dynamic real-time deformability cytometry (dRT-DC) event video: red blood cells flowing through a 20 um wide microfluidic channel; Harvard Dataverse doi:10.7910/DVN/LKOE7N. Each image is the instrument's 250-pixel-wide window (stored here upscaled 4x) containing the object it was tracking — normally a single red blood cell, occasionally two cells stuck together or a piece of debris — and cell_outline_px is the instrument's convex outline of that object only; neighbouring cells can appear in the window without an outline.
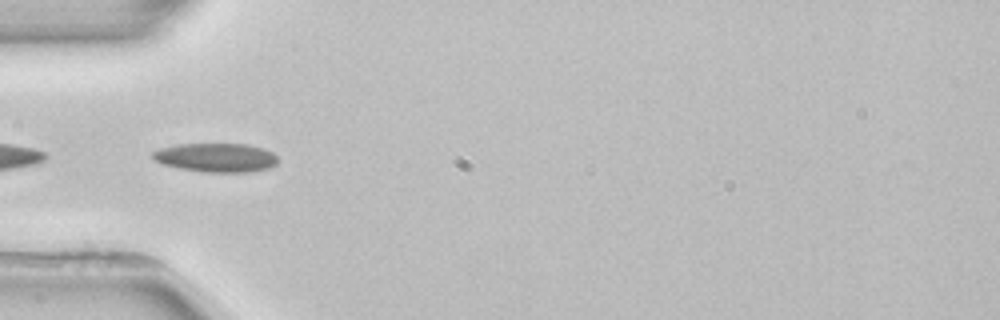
{"species": "common noctule bat (a hibernating species)", "species_latin": "Nyctalus noctula", "temperature_condition": "room temperature", "stored_images_in_passage": 6, "camera_frame_rate_fps": 3000, "um_per_image_px": 0.085, "animal": {"sex": "female", "body_mass_g": 22.7, "forearm_length_mm": 54.2}, "frame": {"image": 1, "passage_image": 5, "time_ms": 5.0, "image_size_px": [1000, 320], "cell_outline_px": [[276, 164], [268, 168], [248, 172], [204, 172], [180, 168], [160, 164], [152, 156], [152, 152], [160, 148], [176, 144], [248, 144], [264, 148], [272, 152], [276, 156]], "centroid_in_image_um": [18.35, 13.39], "position_along_channel_um": 66.7, "area_um2": 21.1}}